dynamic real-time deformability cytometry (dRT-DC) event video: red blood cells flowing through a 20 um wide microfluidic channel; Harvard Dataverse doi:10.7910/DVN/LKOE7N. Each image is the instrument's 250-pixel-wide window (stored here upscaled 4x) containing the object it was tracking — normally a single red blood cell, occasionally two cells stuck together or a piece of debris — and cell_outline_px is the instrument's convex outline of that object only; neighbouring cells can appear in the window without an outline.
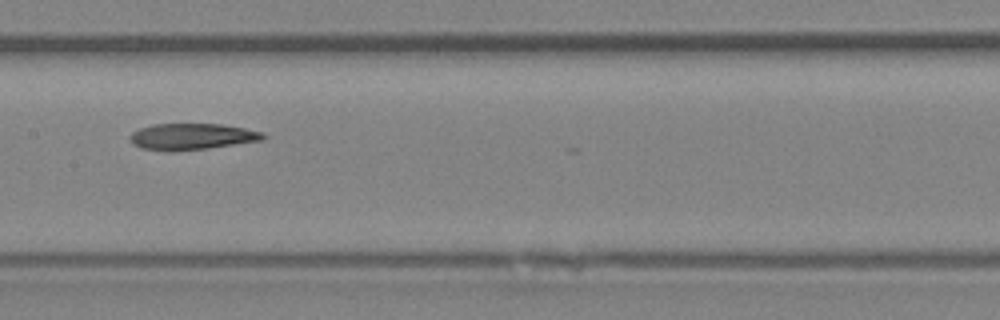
{"species": "Egyptian fruit bat (a non-hibernating species)", "species_latin": "Rousettus aegyptiacus", "temperature_condition": "room temperature", "stored_images_in_passage": 5, "camera_frame_rate_fps": 3000, "um_per_image_px": 0.085, "animal": {"sex": "female"}, "frame": {"image": 1, "passage_image": 4, "time_ms": 3.333, "image_size_px": [1000, 320], "cell_outline_px": [[268, 136], [264, 140], [208, 148], [172, 152], [164, 152], [140, 148], [132, 144], [128, 136], [132, 132], [140, 128], [152, 124], [220, 124], [244, 128], [264, 132]], "centroid_in_image_um": [16.28, 11.62], "position_along_channel_um": 191.1, "area_um2": 20.81}}